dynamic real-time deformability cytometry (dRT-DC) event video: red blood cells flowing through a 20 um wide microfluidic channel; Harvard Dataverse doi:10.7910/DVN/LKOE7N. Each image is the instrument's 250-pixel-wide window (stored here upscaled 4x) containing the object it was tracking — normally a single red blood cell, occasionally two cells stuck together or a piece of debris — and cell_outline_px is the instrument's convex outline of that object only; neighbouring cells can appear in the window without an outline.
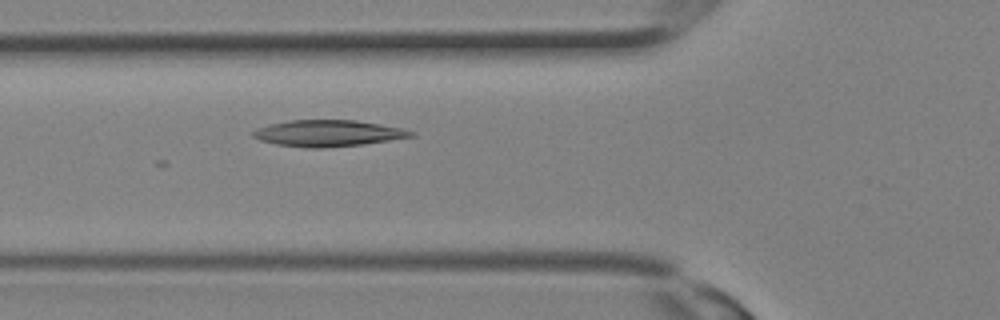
{"species": "Egyptian fruit bat (a non-hibernating species)", "species_latin": "Rousettus aegyptiacus", "temperature_condition": "room temperature", "stored_images_in_passage": 10, "camera_frame_rate_fps": 3000, "um_per_image_px": 0.085, "animal": {"sex": "female"}, "frame": {"image": 1, "passage_image": 10, "time_ms": 3.0, "image_size_px": [1000, 320], "cell_outline_px": [[416, 136], [360, 144], [324, 148], [308, 148], [276, 144], [260, 140], [252, 136], [252, 132], [256, 128], [268, 124], [288, 120], [356, 120], [404, 128], [416, 132]], "centroid_in_image_um": [27.88, 11.32], "position_along_channel_um": 97.9, "area_um2": 24.33}}